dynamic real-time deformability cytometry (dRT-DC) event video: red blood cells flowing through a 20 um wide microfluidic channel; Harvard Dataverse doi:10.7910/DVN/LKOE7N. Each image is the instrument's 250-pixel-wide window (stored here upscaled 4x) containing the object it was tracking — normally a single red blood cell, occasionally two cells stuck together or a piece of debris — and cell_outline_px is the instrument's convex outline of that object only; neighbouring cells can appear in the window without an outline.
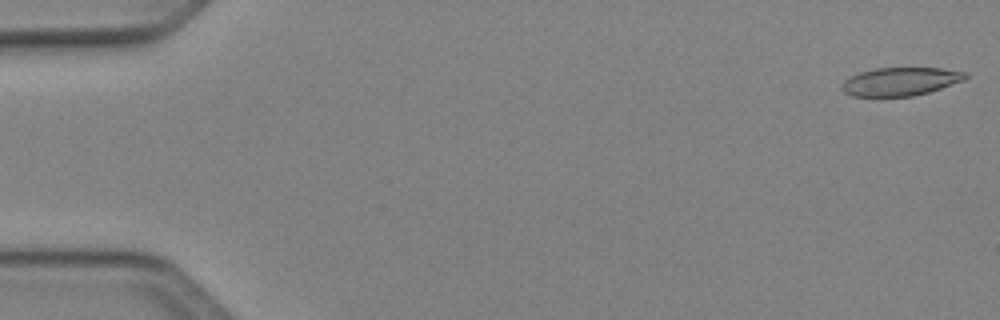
{"species": "Egyptian fruit bat (a non-hibernating species)", "species_latin": "Rousettus aegyptiacus", "temperature_condition": "cold", "stored_images_in_passage": 50, "camera_frame_rate_fps": 3000, "um_per_image_px": 0.085, "animal": {"sex": "female"}, "frame": {"image": 1, "passage_image": 1, "time_ms": 0.0, "image_size_px": [1000, 320], "cell_outline_px": [[968, 76], [964, 80], [928, 92], [912, 96], [852, 96], [844, 92], [840, 88], [840, 84], [844, 80], [860, 72], [876, 68], [940, 68], [964, 72]], "centroid_in_image_um": [76.49, 6.93], "position_along_channel_um": 8.5, "area_um2": 20.17}}
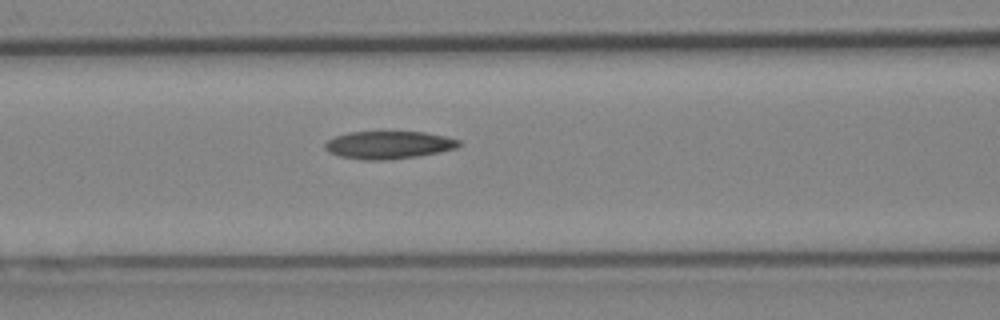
{"frame": {"image": 2, "passage_image": 21, "time_ms": 6.667, "image_size_px": [1000, 320], "cell_outline_px": [[460, 144], [456, 148], [416, 156], [384, 160], [364, 160], [340, 156], [328, 152], [324, 148], [324, 144], [328, 140], [336, 136], [348, 132], [424, 132], [444, 136], [460, 140]], "centroid_in_image_um": [32.99, 12.32], "position_along_channel_um": 133.6, "area_um2": 21.39}}
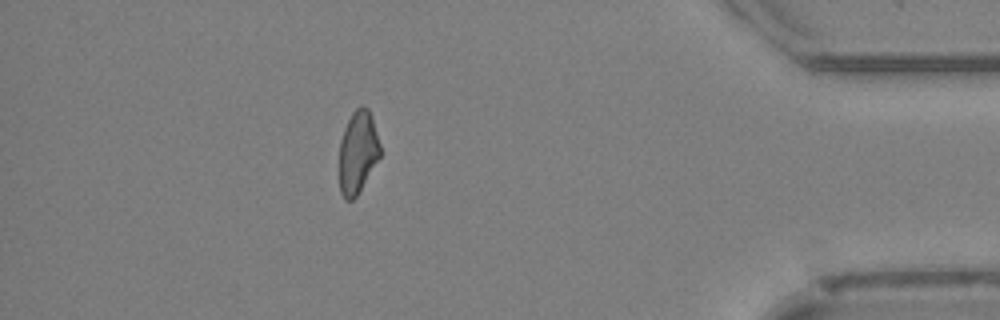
{"frame": {"image": 3, "passage_image": 44, "time_ms": 14.333, "image_size_px": [1000, 320], "cell_outline_px": [[380, 156], [356, 196], [352, 200], [344, 200], [340, 192], [340, 140], [344, 128], [352, 112], [360, 104], [364, 104], [368, 108], [372, 116], [380, 144]], "centroid_in_image_um": [30.41, 12.89], "position_along_channel_um": 404.8, "area_um2": 19.59}}